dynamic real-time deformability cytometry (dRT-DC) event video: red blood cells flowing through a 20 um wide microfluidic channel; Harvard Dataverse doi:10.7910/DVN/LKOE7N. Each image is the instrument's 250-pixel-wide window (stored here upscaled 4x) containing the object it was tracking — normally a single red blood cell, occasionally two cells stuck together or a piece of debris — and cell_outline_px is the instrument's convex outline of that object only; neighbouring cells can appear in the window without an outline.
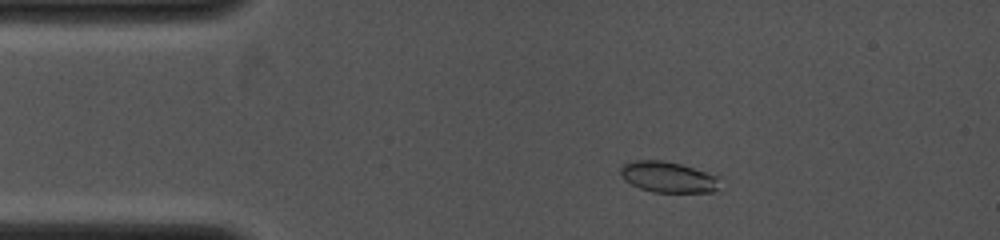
{"species": "common noctule bat (a hibernating species)", "species_latin": "Nyctalus noctula", "temperature_condition": "cold", "stored_images_in_passage": 52, "camera_frame_rate_fps": 4000, "um_per_image_px": 0.085, "animal": {"sex": "female", "body_mass_g": 19.0, "forearm_length_mm": 53.3}, "frame": {"image": 1, "passage_image": 8, "time_ms": 1.75, "image_size_px": [1000, 240], "cell_outline_px": [[724, 176], [716, 188], [712, 192], [652, 192], [640, 188], [624, 180], [620, 176], [620, 168], [624, 164], [636, 160], [660, 160], [680, 164]], "centroid_in_image_um": [56.83, 15.05], "position_along_channel_um": 28.2, "area_um2": 18.09}}
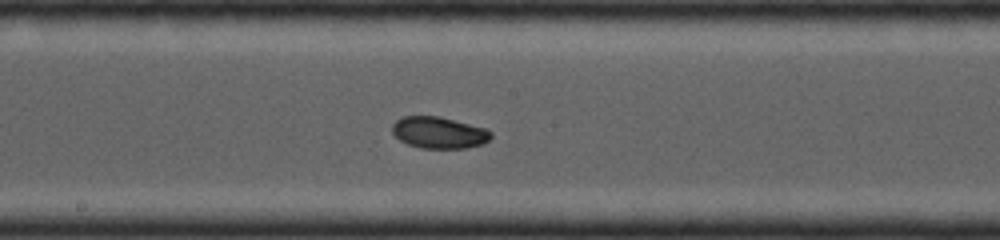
{"frame": {"image": 2, "passage_image": 28, "time_ms": 6.75, "image_size_px": [1000, 240], "cell_outline_px": [[492, 136], [484, 144], [468, 148], [420, 148], [408, 144], [400, 140], [392, 132], [392, 124], [396, 120], [404, 116], [440, 116], [488, 128], [492, 132]], "centroid_in_image_um": [37.35, 11.27], "position_along_channel_um": 210.9, "area_um2": 18.44}}
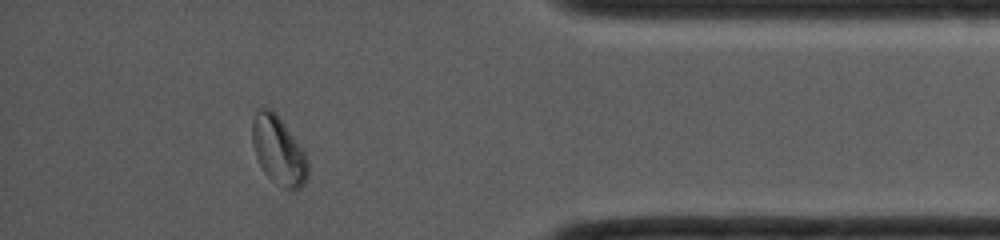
{"frame": {"image": 3, "passage_image": 47, "time_ms": 11.5, "image_size_px": [1000, 240], "cell_outline_px": [[308, 176], [304, 184], [300, 188], [292, 192], [284, 188], [272, 180], [264, 172], [256, 156], [252, 144], [252, 120], [256, 108], [268, 108], [276, 112], [304, 152], [308, 160]], "centroid_in_image_um": [23.66, 12.8], "position_along_channel_um": 411.5, "area_um2": 22.25}}